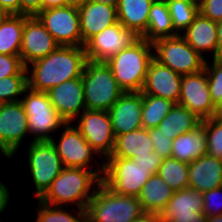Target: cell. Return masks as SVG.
I'll use <instances>...</instances> for the list:
<instances>
[{"label":"cell","instance_id":"obj_12","mask_svg":"<svg viewBox=\"0 0 222 222\" xmlns=\"http://www.w3.org/2000/svg\"><path fill=\"white\" fill-rule=\"evenodd\" d=\"M36 17L59 45L82 46L78 8H51L40 11Z\"/></svg>","mask_w":222,"mask_h":222},{"label":"cell","instance_id":"obj_6","mask_svg":"<svg viewBox=\"0 0 222 222\" xmlns=\"http://www.w3.org/2000/svg\"><path fill=\"white\" fill-rule=\"evenodd\" d=\"M21 103L27 115L31 141H50L54 132L61 129L66 121L52 106L47 92L26 88ZM51 133V134H50Z\"/></svg>","mask_w":222,"mask_h":222},{"label":"cell","instance_id":"obj_49","mask_svg":"<svg viewBox=\"0 0 222 222\" xmlns=\"http://www.w3.org/2000/svg\"><path fill=\"white\" fill-rule=\"evenodd\" d=\"M217 25V59H222V20L216 22Z\"/></svg>","mask_w":222,"mask_h":222},{"label":"cell","instance_id":"obj_22","mask_svg":"<svg viewBox=\"0 0 222 222\" xmlns=\"http://www.w3.org/2000/svg\"><path fill=\"white\" fill-rule=\"evenodd\" d=\"M205 60L203 55L211 52L213 59H217V25L216 21L202 16L200 13L188 28L180 34Z\"/></svg>","mask_w":222,"mask_h":222},{"label":"cell","instance_id":"obj_53","mask_svg":"<svg viewBox=\"0 0 222 222\" xmlns=\"http://www.w3.org/2000/svg\"><path fill=\"white\" fill-rule=\"evenodd\" d=\"M215 117L221 118L222 119V102L216 106V113Z\"/></svg>","mask_w":222,"mask_h":222},{"label":"cell","instance_id":"obj_19","mask_svg":"<svg viewBox=\"0 0 222 222\" xmlns=\"http://www.w3.org/2000/svg\"><path fill=\"white\" fill-rule=\"evenodd\" d=\"M181 83V74L176 73L153 58L149 64L146 80L141 92L164 98L177 104L181 92Z\"/></svg>","mask_w":222,"mask_h":222},{"label":"cell","instance_id":"obj_9","mask_svg":"<svg viewBox=\"0 0 222 222\" xmlns=\"http://www.w3.org/2000/svg\"><path fill=\"white\" fill-rule=\"evenodd\" d=\"M26 154L38 200L64 167L51 141H30Z\"/></svg>","mask_w":222,"mask_h":222},{"label":"cell","instance_id":"obj_54","mask_svg":"<svg viewBox=\"0 0 222 222\" xmlns=\"http://www.w3.org/2000/svg\"><path fill=\"white\" fill-rule=\"evenodd\" d=\"M92 1H101V2H104V3H110V4H113V5L117 6L119 0H92Z\"/></svg>","mask_w":222,"mask_h":222},{"label":"cell","instance_id":"obj_16","mask_svg":"<svg viewBox=\"0 0 222 222\" xmlns=\"http://www.w3.org/2000/svg\"><path fill=\"white\" fill-rule=\"evenodd\" d=\"M59 44L36 16H29L22 31L21 60L26 67L52 53Z\"/></svg>","mask_w":222,"mask_h":222},{"label":"cell","instance_id":"obj_45","mask_svg":"<svg viewBox=\"0 0 222 222\" xmlns=\"http://www.w3.org/2000/svg\"><path fill=\"white\" fill-rule=\"evenodd\" d=\"M0 7L8 14H20V0H0Z\"/></svg>","mask_w":222,"mask_h":222},{"label":"cell","instance_id":"obj_29","mask_svg":"<svg viewBox=\"0 0 222 222\" xmlns=\"http://www.w3.org/2000/svg\"><path fill=\"white\" fill-rule=\"evenodd\" d=\"M28 17L24 14H8L0 22V54L20 56L22 31Z\"/></svg>","mask_w":222,"mask_h":222},{"label":"cell","instance_id":"obj_41","mask_svg":"<svg viewBox=\"0 0 222 222\" xmlns=\"http://www.w3.org/2000/svg\"><path fill=\"white\" fill-rule=\"evenodd\" d=\"M199 13L212 21L222 20V0H201Z\"/></svg>","mask_w":222,"mask_h":222},{"label":"cell","instance_id":"obj_3","mask_svg":"<svg viewBox=\"0 0 222 222\" xmlns=\"http://www.w3.org/2000/svg\"><path fill=\"white\" fill-rule=\"evenodd\" d=\"M152 59V42L140 38L131 47L109 58L106 64L124 92H141Z\"/></svg>","mask_w":222,"mask_h":222},{"label":"cell","instance_id":"obj_24","mask_svg":"<svg viewBox=\"0 0 222 222\" xmlns=\"http://www.w3.org/2000/svg\"><path fill=\"white\" fill-rule=\"evenodd\" d=\"M154 152L149 130L141 127L132 132L116 136L113 151L108 157L132 159Z\"/></svg>","mask_w":222,"mask_h":222},{"label":"cell","instance_id":"obj_48","mask_svg":"<svg viewBox=\"0 0 222 222\" xmlns=\"http://www.w3.org/2000/svg\"><path fill=\"white\" fill-rule=\"evenodd\" d=\"M66 6V0H42V10Z\"/></svg>","mask_w":222,"mask_h":222},{"label":"cell","instance_id":"obj_31","mask_svg":"<svg viewBox=\"0 0 222 222\" xmlns=\"http://www.w3.org/2000/svg\"><path fill=\"white\" fill-rule=\"evenodd\" d=\"M188 174V163L179 161L174 157L163 159L158 170V175L174 192L188 188Z\"/></svg>","mask_w":222,"mask_h":222},{"label":"cell","instance_id":"obj_14","mask_svg":"<svg viewBox=\"0 0 222 222\" xmlns=\"http://www.w3.org/2000/svg\"><path fill=\"white\" fill-rule=\"evenodd\" d=\"M72 124L63 126L59 140L52 138L50 141L61 158L63 167L91 169L93 155H100L84 139L80 131ZM90 164V165H89ZM90 168V169H89Z\"/></svg>","mask_w":222,"mask_h":222},{"label":"cell","instance_id":"obj_17","mask_svg":"<svg viewBox=\"0 0 222 222\" xmlns=\"http://www.w3.org/2000/svg\"><path fill=\"white\" fill-rule=\"evenodd\" d=\"M142 92H124L108 110L115 137L142 126Z\"/></svg>","mask_w":222,"mask_h":222},{"label":"cell","instance_id":"obj_18","mask_svg":"<svg viewBox=\"0 0 222 222\" xmlns=\"http://www.w3.org/2000/svg\"><path fill=\"white\" fill-rule=\"evenodd\" d=\"M47 94L52 106L66 123L74 122L86 109L81 77L64 81L52 87Z\"/></svg>","mask_w":222,"mask_h":222},{"label":"cell","instance_id":"obj_7","mask_svg":"<svg viewBox=\"0 0 222 222\" xmlns=\"http://www.w3.org/2000/svg\"><path fill=\"white\" fill-rule=\"evenodd\" d=\"M153 58L181 75L204 69L206 60L181 35L152 42Z\"/></svg>","mask_w":222,"mask_h":222},{"label":"cell","instance_id":"obj_55","mask_svg":"<svg viewBox=\"0 0 222 222\" xmlns=\"http://www.w3.org/2000/svg\"><path fill=\"white\" fill-rule=\"evenodd\" d=\"M8 15L1 7H0V22Z\"/></svg>","mask_w":222,"mask_h":222},{"label":"cell","instance_id":"obj_25","mask_svg":"<svg viewBox=\"0 0 222 222\" xmlns=\"http://www.w3.org/2000/svg\"><path fill=\"white\" fill-rule=\"evenodd\" d=\"M205 154H207V137L202 124L186 134L178 135L172 141L171 157L179 161L191 163Z\"/></svg>","mask_w":222,"mask_h":222},{"label":"cell","instance_id":"obj_43","mask_svg":"<svg viewBox=\"0 0 222 222\" xmlns=\"http://www.w3.org/2000/svg\"><path fill=\"white\" fill-rule=\"evenodd\" d=\"M42 11V0H20V14L36 16Z\"/></svg>","mask_w":222,"mask_h":222},{"label":"cell","instance_id":"obj_33","mask_svg":"<svg viewBox=\"0 0 222 222\" xmlns=\"http://www.w3.org/2000/svg\"><path fill=\"white\" fill-rule=\"evenodd\" d=\"M38 211L35 222H87L86 209H78L75 214L64 206H54L38 200Z\"/></svg>","mask_w":222,"mask_h":222},{"label":"cell","instance_id":"obj_38","mask_svg":"<svg viewBox=\"0 0 222 222\" xmlns=\"http://www.w3.org/2000/svg\"><path fill=\"white\" fill-rule=\"evenodd\" d=\"M12 75H27L21 57L18 55L0 54V79Z\"/></svg>","mask_w":222,"mask_h":222},{"label":"cell","instance_id":"obj_51","mask_svg":"<svg viewBox=\"0 0 222 222\" xmlns=\"http://www.w3.org/2000/svg\"><path fill=\"white\" fill-rule=\"evenodd\" d=\"M160 1H163L165 3L174 2V1H184L187 3H191L193 5H196V6H200V3H201V0H160Z\"/></svg>","mask_w":222,"mask_h":222},{"label":"cell","instance_id":"obj_15","mask_svg":"<svg viewBox=\"0 0 222 222\" xmlns=\"http://www.w3.org/2000/svg\"><path fill=\"white\" fill-rule=\"evenodd\" d=\"M178 104L185 106L201 120L215 116L216 106L211 100L205 68L193 74L182 75Z\"/></svg>","mask_w":222,"mask_h":222},{"label":"cell","instance_id":"obj_39","mask_svg":"<svg viewBox=\"0 0 222 222\" xmlns=\"http://www.w3.org/2000/svg\"><path fill=\"white\" fill-rule=\"evenodd\" d=\"M150 139L154 145V152H156L163 159L171 157L172 155V141L169 136H166L157 127L148 129Z\"/></svg>","mask_w":222,"mask_h":222},{"label":"cell","instance_id":"obj_28","mask_svg":"<svg viewBox=\"0 0 222 222\" xmlns=\"http://www.w3.org/2000/svg\"><path fill=\"white\" fill-rule=\"evenodd\" d=\"M178 35L174 31L167 3L154 0L151 4L146 33L141 37L149 42Z\"/></svg>","mask_w":222,"mask_h":222},{"label":"cell","instance_id":"obj_40","mask_svg":"<svg viewBox=\"0 0 222 222\" xmlns=\"http://www.w3.org/2000/svg\"><path fill=\"white\" fill-rule=\"evenodd\" d=\"M203 195V212L207 217L221 215L222 214V203L217 200L222 199V186L206 191ZM218 202V203H217ZM218 204V205H217ZM220 204V205H219Z\"/></svg>","mask_w":222,"mask_h":222},{"label":"cell","instance_id":"obj_5","mask_svg":"<svg viewBox=\"0 0 222 222\" xmlns=\"http://www.w3.org/2000/svg\"><path fill=\"white\" fill-rule=\"evenodd\" d=\"M81 78L88 110L108 111L124 93L106 62L87 60Z\"/></svg>","mask_w":222,"mask_h":222},{"label":"cell","instance_id":"obj_13","mask_svg":"<svg viewBox=\"0 0 222 222\" xmlns=\"http://www.w3.org/2000/svg\"><path fill=\"white\" fill-rule=\"evenodd\" d=\"M27 134L28 120L21 101L0 103V153L13 157Z\"/></svg>","mask_w":222,"mask_h":222},{"label":"cell","instance_id":"obj_52","mask_svg":"<svg viewBox=\"0 0 222 222\" xmlns=\"http://www.w3.org/2000/svg\"><path fill=\"white\" fill-rule=\"evenodd\" d=\"M207 222H222V214L208 217Z\"/></svg>","mask_w":222,"mask_h":222},{"label":"cell","instance_id":"obj_46","mask_svg":"<svg viewBox=\"0 0 222 222\" xmlns=\"http://www.w3.org/2000/svg\"><path fill=\"white\" fill-rule=\"evenodd\" d=\"M9 201H10V191L8 190L6 185L0 181V215L7 208Z\"/></svg>","mask_w":222,"mask_h":222},{"label":"cell","instance_id":"obj_20","mask_svg":"<svg viewBox=\"0 0 222 222\" xmlns=\"http://www.w3.org/2000/svg\"><path fill=\"white\" fill-rule=\"evenodd\" d=\"M82 47L95 34L118 22L117 6L101 1H87L78 8Z\"/></svg>","mask_w":222,"mask_h":222},{"label":"cell","instance_id":"obj_50","mask_svg":"<svg viewBox=\"0 0 222 222\" xmlns=\"http://www.w3.org/2000/svg\"><path fill=\"white\" fill-rule=\"evenodd\" d=\"M89 0H66V6L80 8Z\"/></svg>","mask_w":222,"mask_h":222},{"label":"cell","instance_id":"obj_35","mask_svg":"<svg viewBox=\"0 0 222 222\" xmlns=\"http://www.w3.org/2000/svg\"><path fill=\"white\" fill-rule=\"evenodd\" d=\"M201 124L207 137V154L222 159V119L213 116Z\"/></svg>","mask_w":222,"mask_h":222},{"label":"cell","instance_id":"obj_36","mask_svg":"<svg viewBox=\"0 0 222 222\" xmlns=\"http://www.w3.org/2000/svg\"><path fill=\"white\" fill-rule=\"evenodd\" d=\"M28 87L27 75H12L0 79V103L20 101Z\"/></svg>","mask_w":222,"mask_h":222},{"label":"cell","instance_id":"obj_32","mask_svg":"<svg viewBox=\"0 0 222 222\" xmlns=\"http://www.w3.org/2000/svg\"><path fill=\"white\" fill-rule=\"evenodd\" d=\"M142 126L146 129L157 127L174 106L164 98L143 94Z\"/></svg>","mask_w":222,"mask_h":222},{"label":"cell","instance_id":"obj_47","mask_svg":"<svg viewBox=\"0 0 222 222\" xmlns=\"http://www.w3.org/2000/svg\"><path fill=\"white\" fill-rule=\"evenodd\" d=\"M131 222H162L161 216L156 213L144 212L141 216L135 218Z\"/></svg>","mask_w":222,"mask_h":222},{"label":"cell","instance_id":"obj_23","mask_svg":"<svg viewBox=\"0 0 222 222\" xmlns=\"http://www.w3.org/2000/svg\"><path fill=\"white\" fill-rule=\"evenodd\" d=\"M154 0H119L118 21L129 30L142 37L147 30L151 4Z\"/></svg>","mask_w":222,"mask_h":222},{"label":"cell","instance_id":"obj_42","mask_svg":"<svg viewBox=\"0 0 222 222\" xmlns=\"http://www.w3.org/2000/svg\"><path fill=\"white\" fill-rule=\"evenodd\" d=\"M132 160L136 165H140L142 168L150 170V174L154 175L158 173L159 167L162 164L163 158L156 152L149 153V155L136 156Z\"/></svg>","mask_w":222,"mask_h":222},{"label":"cell","instance_id":"obj_2","mask_svg":"<svg viewBox=\"0 0 222 222\" xmlns=\"http://www.w3.org/2000/svg\"><path fill=\"white\" fill-rule=\"evenodd\" d=\"M94 162L95 170L64 167L38 200L54 206L73 204L78 209H86L104 173V164Z\"/></svg>","mask_w":222,"mask_h":222},{"label":"cell","instance_id":"obj_27","mask_svg":"<svg viewBox=\"0 0 222 222\" xmlns=\"http://www.w3.org/2000/svg\"><path fill=\"white\" fill-rule=\"evenodd\" d=\"M195 114L180 104H174L170 112L157 126L163 134L174 140L180 134H186L201 124Z\"/></svg>","mask_w":222,"mask_h":222},{"label":"cell","instance_id":"obj_26","mask_svg":"<svg viewBox=\"0 0 222 222\" xmlns=\"http://www.w3.org/2000/svg\"><path fill=\"white\" fill-rule=\"evenodd\" d=\"M174 191L157 174L149 177L138 199L144 212L161 214L167 207Z\"/></svg>","mask_w":222,"mask_h":222},{"label":"cell","instance_id":"obj_44","mask_svg":"<svg viewBox=\"0 0 222 222\" xmlns=\"http://www.w3.org/2000/svg\"><path fill=\"white\" fill-rule=\"evenodd\" d=\"M208 217L204 212L195 214H174L168 222H207Z\"/></svg>","mask_w":222,"mask_h":222},{"label":"cell","instance_id":"obj_10","mask_svg":"<svg viewBox=\"0 0 222 222\" xmlns=\"http://www.w3.org/2000/svg\"><path fill=\"white\" fill-rule=\"evenodd\" d=\"M75 121V127L102 158L111 155L116 137L108 111L85 109Z\"/></svg>","mask_w":222,"mask_h":222},{"label":"cell","instance_id":"obj_21","mask_svg":"<svg viewBox=\"0 0 222 222\" xmlns=\"http://www.w3.org/2000/svg\"><path fill=\"white\" fill-rule=\"evenodd\" d=\"M189 188L200 193L222 186V159L205 154L188 163Z\"/></svg>","mask_w":222,"mask_h":222},{"label":"cell","instance_id":"obj_11","mask_svg":"<svg viewBox=\"0 0 222 222\" xmlns=\"http://www.w3.org/2000/svg\"><path fill=\"white\" fill-rule=\"evenodd\" d=\"M139 37L119 21L91 37L84 45L87 60L106 62L123 49L131 47Z\"/></svg>","mask_w":222,"mask_h":222},{"label":"cell","instance_id":"obj_30","mask_svg":"<svg viewBox=\"0 0 222 222\" xmlns=\"http://www.w3.org/2000/svg\"><path fill=\"white\" fill-rule=\"evenodd\" d=\"M196 212H203V195L188 187L173 193L160 216L162 222H168L174 214H195Z\"/></svg>","mask_w":222,"mask_h":222},{"label":"cell","instance_id":"obj_8","mask_svg":"<svg viewBox=\"0 0 222 222\" xmlns=\"http://www.w3.org/2000/svg\"><path fill=\"white\" fill-rule=\"evenodd\" d=\"M102 182L120 195L138 197L150 176V170L136 165L132 159L107 157Z\"/></svg>","mask_w":222,"mask_h":222},{"label":"cell","instance_id":"obj_1","mask_svg":"<svg viewBox=\"0 0 222 222\" xmlns=\"http://www.w3.org/2000/svg\"><path fill=\"white\" fill-rule=\"evenodd\" d=\"M86 61L84 47L59 45L48 56L26 66L28 87L47 92L64 81L81 77Z\"/></svg>","mask_w":222,"mask_h":222},{"label":"cell","instance_id":"obj_37","mask_svg":"<svg viewBox=\"0 0 222 222\" xmlns=\"http://www.w3.org/2000/svg\"><path fill=\"white\" fill-rule=\"evenodd\" d=\"M212 64L206 60L205 70L210 90L211 100L217 106L222 102V59H212Z\"/></svg>","mask_w":222,"mask_h":222},{"label":"cell","instance_id":"obj_4","mask_svg":"<svg viewBox=\"0 0 222 222\" xmlns=\"http://www.w3.org/2000/svg\"><path fill=\"white\" fill-rule=\"evenodd\" d=\"M86 212L87 222H131L144 210L138 197L117 194L101 181Z\"/></svg>","mask_w":222,"mask_h":222},{"label":"cell","instance_id":"obj_34","mask_svg":"<svg viewBox=\"0 0 222 222\" xmlns=\"http://www.w3.org/2000/svg\"><path fill=\"white\" fill-rule=\"evenodd\" d=\"M167 6L174 31L179 35L188 28L199 14V6L184 1L168 2Z\"/></svg>","mask_w":222,"mask_h":222}]
</instances>
